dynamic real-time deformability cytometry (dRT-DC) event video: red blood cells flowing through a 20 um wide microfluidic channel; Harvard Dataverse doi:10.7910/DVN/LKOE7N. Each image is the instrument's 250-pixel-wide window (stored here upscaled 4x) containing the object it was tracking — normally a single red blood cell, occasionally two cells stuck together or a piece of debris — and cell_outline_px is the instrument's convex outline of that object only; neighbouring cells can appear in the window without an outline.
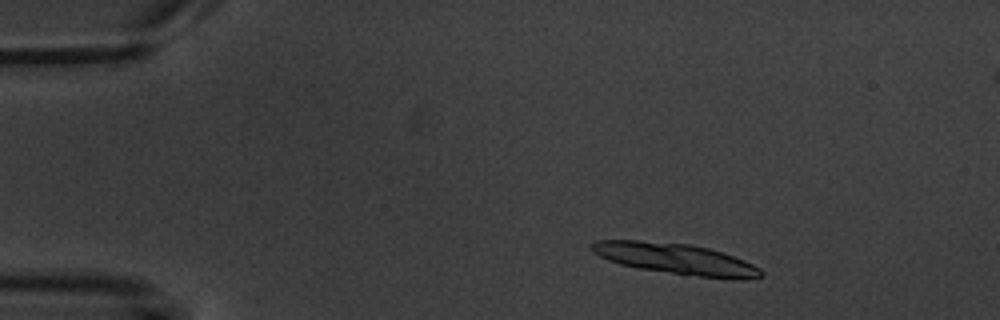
{"species": "common noctule bat (a hibernating species)", "species_latin": "Nyctalus noctula", "temperature_condition": "warm", "stored_images_in_passage": 5, "camera_frame_rate_fps": 3000, "um_per_image_px": 0.085, "animal": {"sex": "male", "body_mass_g": 20.1, "forearm_length_mm": 53.5}, "frame": {"image": 1, "passage_image": 2, "time_ms": 1.333, "image_size_px": [1000, 320], "cell_outline_px": [[764, 276], [732, 280], [700, 276], [640, 268], [620, 264], [608, 260], [592, 252], [588, 244], [596, 240], [636, 240], [692, 244], [708, 248], [744, 260], [760, 268], [764, 272]], "centroid_in_image_um": [57.42, 21.99], "position_along_channel_um": 27.6, "area_um2": 30.29}}